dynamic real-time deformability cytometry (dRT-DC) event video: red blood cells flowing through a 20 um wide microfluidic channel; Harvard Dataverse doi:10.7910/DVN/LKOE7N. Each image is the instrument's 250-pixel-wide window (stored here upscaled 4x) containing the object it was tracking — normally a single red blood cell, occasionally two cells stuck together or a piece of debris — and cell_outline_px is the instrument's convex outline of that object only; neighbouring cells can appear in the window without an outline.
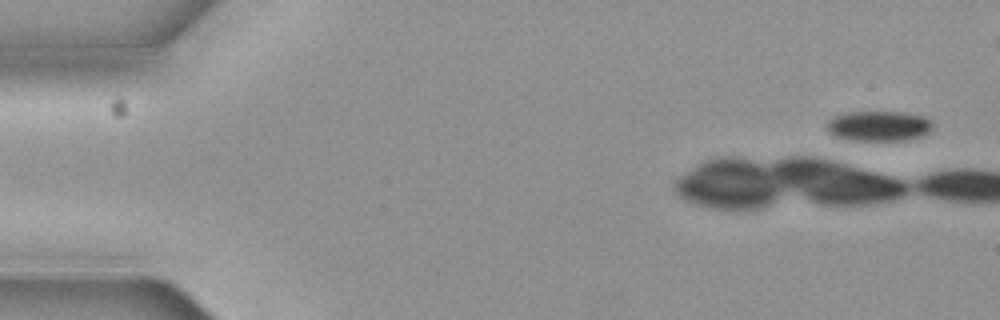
{"species": "common noctule bat (a hibernating species)", "species_latin": "Nyctalus noctula", "temperature_condition": "cold", "stored_images_in_passage": 5, "camera_frame_rate_fps": 3000, "um_per_image_px": 0.085, "animal": {"sex": "female", "body_mass_g": 19.3, "forearm_length_mm": 54.1}, "frame": {"image": 1, "passage_image": 1, "time_ms": 0.0, "image_size_px": [1000, 320], "cell_outline_px": [[932, 128], [920, 136], [900, 140], [864, 140], [840, 136], [832, 132], [828, 128], [828, 120], [836, 116], [848, 112], [900, 112], [924, 116], [932, 120]], "centroid_in_image_um": [74.77, 10.68], "position_along_channel_um": 10.2, "area_um2": 17.86}}